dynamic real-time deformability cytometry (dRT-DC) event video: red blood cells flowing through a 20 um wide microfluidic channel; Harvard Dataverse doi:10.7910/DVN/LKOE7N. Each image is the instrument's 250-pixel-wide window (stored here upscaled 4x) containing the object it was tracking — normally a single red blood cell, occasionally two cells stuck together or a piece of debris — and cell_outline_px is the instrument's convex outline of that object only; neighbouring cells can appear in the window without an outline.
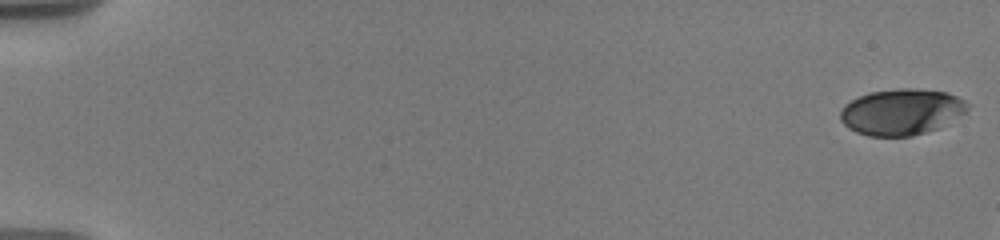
{"species": "human", "species_latin": "Homo sapiens", "temperature_condition": "warm", "stored_images_in_passage": 33, "camera_frame_rate_fps": 3000, "um_per_image_px": 0.085, "donor": {"sex": "male"}, "frame": {"image": 1, "passage_image": 1, "time_ms": 0.0, "image_size_px": [1000, 240], "cell_outline_px": [[968, 108], [964, 112], [936, 128], [912, 136], [868, 136], [856, 132], [848, 128], [840, 120], [840, 112], [844, 104], [860, 96], [872, 92], [900, 88], [912, 88], [948, 92], [964, 100], [968, 104]], "centroid_in_image_um": [76.58, 9.5], "position_along_channel_um": 8.4, "area_um2": 33.76}}